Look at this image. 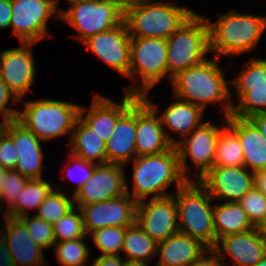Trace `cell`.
<instances>
[{
  "label": "cell",
  "instance_id": "1",
  "mask_svg": "<svg viewBox=\"0 0 266 266\" xmlns=\"http://www.w3.org/2000/svg\"><path fill=\"white\" fill-rule=\"evenodd\" d=\"M218 61V57L213 60L207 58L204 62L177 73L171 79L173 97L196 105L204 111L207 104L223 101L222 111L224 118H227L234 104L230 100V80H225L224 71Z\"/></svg>",
  "mask_w": 266,
  "mask_h": 266
},
{
  "label": "cell",
  "instance_id": "2",
  "mask_svg": "<svg viewBox=\"0 0 266 266\" xmlns=\"http://www.w3.org/2000/svg\"><path fill=\"white\" fill-rule=\"evenodd\" d=\"M132 181L133 191H130L126 180V193L139 202L149 195L152 199L172 196L173 193L165 192L169 185L175 184L178 190L188 180L181 172L177 149L172 146L157 155L136 156L133 159Z\"/></svg>",
  "mask_w": 266,
  "mask_h": 266
},
{
  "label": "cell",
  "instance_id": "3",
  "mask_svg": "<svg viewBox=\"0 0 266 266\" xmlns=\"http://www.w3.org/2000/svg\"><path fill=\"white\" fill-rule=\"evenodd\" d=\"M209 28V48L215 57L241 55L257 47L266 29V16L230 11L216 22L205 17Z\"/></svg>",
  "mask_w": 266,
  "mask_h": 266
},
{
  "label": "cell",
  "instance_id": "4",
  "mask_svg": "<svg viewBox=\"0 0 266 266\" xmlns=\"http://www.w3.org/2000/svg\"><path fill=\"white\" fill-rule=\"evenodd\" d=\"M189 8L153 0H132L123 21L131 38H169L192 14Z\"/></svg>",
  "mask_w": 266,
  "mask_h": 266
},
{
  "label": "cell",
  "instance_id": "5",
  "mask_svg": "<svg viewBox=\"0 0 266 266\" xmlns=\"http://www.w3.org/2000/svg\"><path fill=\"white\" fill-rule=\"evenodd\" d=\"M193 181H187L172 194L177 206L179 232L201 241L211 249L216 245L211 205L213 198L198 181Z\"/></svg>",
  "mask_w": 266,
  "mask_h": 266
},
{
  "label": "cell",
  "instance_id": "6",
  "mask_svg": "<svg viewBox=\"0 0 266 266\" xmlns=\"http://www.w3.org/2000/svg\"><path fill=\"white\" fill-rule=\"evenodd\" d=\"M80 105L54 99L25 101L24 110L18 112L17 121L41 141H49L72 134L79 118Z\"/></svg>",
  "mask_w": 266,
  "mask_h": 266
},
{
  "label": "cell",
  "instance_id": "7",
  "mask_svg": "<svg viewBox=\"0 0 266 266\" xmlns=\"http://www.w3.org/2000/svg\"><path fill=\"white\" fill-rule=\"evenodd\" d=\"M167 42V71L170 81L180 71L204 62L209 48V28L205 17L194 12Z\"/></svg>",
  "mask_w": 266,
  "mask_h": 266
},
{
  "label": "cell",
  "instance_id": "8",
  "mask_svg": "<svg viewBox=\"0 0 266 266\" xmlns=\"http://www.w3.org/2000/svg\"><path fill=\"white\" fill-rule=\"evenodd\" d=\"M139 74L141 83L125 88V93L139 97L147 95L160 82L167 71V42L163 38L144 37L130 40L129 78L136 80Z\"/></svg>",
  "mask_w": 266,
  "mask_h": 266
},
{
  "label": "cell",
  "instance_id": "9",
  "mask_svg": "<svg viewBox=\"0 0 266 266\" xmlns=\"http://www.w3.org/2000/svg\"><path fill=\"white\" fill-rule=\"evenodd\" d=\"M69 6L68 10L60 12V19L77 30L79 34L75 37L82 43L123 22L124 10L110 1L82 0Z\"/></svg>",
  "mask_w": 266,
  "mask_h": 266
},
{
  "label": "cell",
  "instance_id": "10",
  "mask_svg": "<svg viewBox=\"0 0 266 266\" xmlns=\"http://www.w3.org/2000/svg\"><path fill=\"white\" fill-rule=\"evenodd\" d=\"M223 119L225 121L222 126L213 124L210 120L204 121L200 127L182 140H178L175 145L181 172L188 181L192 179L189 173L193 166L197 169L193 175L196 181L200 180L213 167L219 134L227 126L226 118ZM188 157L192 164L188 165Z\"/></svg>",
  "mask_w": 266,
  "mask_h": 266
},
{
  "label": "cell",
  "instance_id": "11",
  "mask_svg": "<svg viewBox=\"0 0 266 266\" xmlns=\"http://www.w3.org/2000/svg\"><path fill=\"white\" fill-rule=\"evenodd\" d=\"M59 0H11L10 27L20 43H38L53 37L48 32L52 15L60 20Z\"/></svg>",
  "mask_w": 266,
  "mask_h": 266
},
{
  "label": "cell",
  "instance_id": "12",
  "mask_svg": "<svg viewBox=\"0 0 266 266\" xmlns=\"http://www.w3.org/2000/svg\"><path fill=\"white\" fill-rule=\"evenodd\" d=\"M137 201L130 195L83 205L81 210L86 235L104 227H129L136 223Z\"/></svg>",
  "mask_w": 266,
  "mask_h": 266
},
{
  "label": "cell",
  "instance_id": "13",
  "mask_svg": "<svg viewBox=\"0 0 266 266\" xmlns=\"http://www.w3.org/2000/svg\"><path fill=\"white\" fill-rule=\"evenodd\" d=\"M125 165L97 164L92 177L73 195L74 206L103 202L126 194Z\"/></svg>",
  "mask_w": 266,
  "mask_h": 266
},
{
  "label": "cell",
  "instance_id": "14",
  "mask_svg": "<svg viewBox=\"0 0 266 266\" xmlns=\"http://www.w3.org/2000/svg\"><path fill=\"white\" fill-rule=\"evenodd\" d=\"M159 112L148 95L136 100V156L157 155L173 146L165 135Z\"/></svg>",
  "mask_w": 266,
  "mask_h": 266
},
{
  "label": "cell",
  "instance_id": "15",
  "mask_svg": "<svg viewBox=\"0 0 266 266\" xmlns=\"http://www.w3.org/2000/svg\"><path fill=\"white\" fill-rule=\"evenodd\" d=\"M33 45L21 43V47L0 50V79L19 101L36 79V65L31 51Z\"/></svg>",
  "mask_w": 266,
  "mask_h": 266
},
{
  "label": "cell",
  "instance_id": "16",
  "mask_svg": "<svg viewBox=\"0 0 266 266\" xmlns=\"http://www.w3.org/2000/svg\"><path fill=\"white\" fill-rule=\"evenodd\" d=\"M136 223L159 243L179 232L177 206L173 196L150 198L137 203Z\"/></svg>",
  "mask_w": 266,
  "mask_h": 266
},
{
  "label": "cell",
  "instance_id": "17",
  "mask_svg": "<svg viewBox=\"0 0 266 266\" xmlns=\"http://www.w3.org/2000/svg\"><path fill=\"white\" fill-rule=\"evenodd\" d=\"M198 182L213 200L238 202L254 187V173L244 166H213Z\"/></svg>",
  "mask_w": 266,
  "mask_h": 266
},
{
  "label": "cell",
  "instance_id": "18",
  "mask_svg": "<svg viewBox=\"0 0 266 266\" xmlns=\"http://www.w3.org/2000/svg\"><path fill=\"white\" fill-rule=\"evenodd\" d=\"M130 40L123 21L111 30L89 37L83 44L120 75L129 78Z\"/></svg>",
  "mask_w": 266,
  "mask_h": 266
},
{
  "label": "cell",
  "instance_id": "19",
  "mask_svg": "<svg viewBox=\"0 0 266 266\" xmlns=\"http://www.w3.org/2000/svg\"><path fill=\"white\" fill-rule=\"evenodd\" d=\"M138 98L139 96L125 93L122 101L116 103L110 98L98 94L94 96L88 112L86 107H79V119L106 143L114 132L118 118ZM85 112H87L86 115Z\"/></svg>",
  "mask_w": 266,
  "mask_h": 266
},
{
  "label": "cell",
  "instance_id": "20",
  "mask_svg": "<svg viewBox=\"0 0 266 266\" xmlns=\"http://www.w3.org/2000/svg\"><path fill=\"white\" fill-rule=\"evenodd\" d=\"M3 217L0 231L14 266H47L43 249L32 240L25 223L20 218Z\"/></svg>",
  "mask_w": 266,
  "mask_h": 266
},
{
  "label": "cell",
  "instance_id": "21",
  "mask_svg": "<svg viewBox=\"0 0 266 266\" xmlns=\"http://www.w3.org/2000/svg\"><path fill=\"white\" fill-rule=\"evenodd\" d=\"M7 133L16 145L17 162L14 170L29 179H41L44 152L42 141L17 120L8 122Z\"/></svg>",
  "mask_w": 266,
  "mask_h": 266
},
{
  "label": "cell",
  "instance_id": "22",
  "mask_svg": "<svg viewBox=\"0 0 266 266\" xmlns=\"http://www.w3.org/2000/svg\"><path fill=\"white\" fill-rule=\"evenodd\" d=\"M213 249L223 262L225 255L230 257L233 266H255L266 256V244L259 237L256 228L224 236Z\"/></svg>",
  "mask_w": 266,
  "mask_h": 266
},
{
  "label": "cell",
  "instance_id": "23",
  "mask_svg": "<svg viewBox=\"0 0 266 266\" xmlns=\"http://www.w3.org/2000/svg\"><path fill=\"white\" fill-rule=\"evenodd\" d=\"M136 101L118 118L105 143L107 163L127 165L136 157Z\"/></svg>",
  "mask_w": 266,
  "mask_h": 266
},
{
  "label": "cell",
  "instance_id": "24",
  "mask_svg": "<svg viewBox=\"0 0 266 266\" xmlns=\"http://www.w3.org/2000/svg\"><path fill=\"white\" fill-rule=\"evenodd\" d=\"M226 125L238 136L244 158V167L251 172L266 170V138L250 119L229 115Z\"/></svg>",
  "mask_w": 266,
  "mask_h": 266
},
{
  "label": "cell",
  "instance_id": "25",
  "mask_svg": "<svg viewBox=\"0 0 266 266\" xmlns=\"http://www.w3.org/2000/svg\"><path fill=\"white\" fill-rule=\"evenodd\" d=\"M209 248L201 241L183 233H176L157 243L156 266H189Z\"/></svg>",
  "mask_w": 266,
  "mask_h": 266
},
{
  "label": "cell",
  "instance_id": "26",
  "mask_svg": "<svg viewBox=\"0 0 266 266\" xmlns=\"http://www.w3.org/2000/svg\"><path fill=\"white\" fill-rule=\"evenodd\" d=\"M176 100L170 104L159 116L162 127L169 142L175 146L178 143L176 138L169 135V131L178 134L181 140L187 137L192 131L203 123L204 110L189 102L174 97Z\"/></svg>",
  "mask_w": 266,
  "mask_h": 266
},
{
  "label": "cell",
  "instance_id": "27",
  "mask_svg": "<svg viewBox=\"0 0 266 266\" xmlns=\"http://www.w3.org/2000/svg\"><path fill=\"white\" fill-rule=\"evenodd\" d=\"M69 144L71 154L96 164L107 163L105 142L79 118L74 124Z\"/></svg>",
  "mask_w": 266,
  "mask_h": 266
},
{
  "label": "cell",
  "instance_id": "28",
  "mask_svg": "<svg viewBox=\"0 0 266 266\" xmlns=\"http://www.w3.org/2000/svg\"><path fill=\"white\" fill-rule=\"evenodd\" d=\"M213 220L216 243L224 236L243 233L255 228L247 213L236 201L215 205L213 207Z\"/></svg>",
  "mask_w": 266,
  "mask_h": 266
},
{
  "label": "cell",
  "instance_id": "29",
  "mask_svg": "<svg viewBox=\"0 0 266 266\" xmlns=\"http://www.w3.org/2000/svg\"><path fill=\"white\" fill-rule=\"evenodd\" d=\"M52 190L53 186L48 180L29 179L18 195L16 203L3 216L21 218L29 215L28 210L35 209L37 211Z\"/></svg>",
  "mask_w": 266,
  "mask_h": 266
},
{
  "label": "cell",
  "instance_id": "30",
  "mask_svg": "<svg viewBox=\"0 0 266 266\" xmlns=\"http://www.w3.org/2000/svg\"><path fill=\"white\" fill-rule=\"evenodd\" d=\"M156 250L157 242L151 239L137 223L126 227L122 245V251L126 253L124 259L147 263L156 256Z\"/></svg>",
  "mask_w": 266,
  "mask_h": 266
},
{
  "label": "cell",
  "instance_id": "31",
  "mask_svg": "<svg viewBox=\"0 0 266 266\" xmlns=\"http://www.w3.org/2000/svg\"><path fill=\"white\" fill-rule=\"evenodd\" d=\"M234 87L238 102L233 105L231 116L250 119L253 115L266 113V85Z\"/></svg>",
  "mask_w": 266,
  "mask_h": 266
},
{
  "label": "cell",
  "instance_id": "32",
  "mask_svg": "<svg viewBox=\"0 0 266 266\" xmlns=\"http://www.w3.org/2000/svg\"><path fill=\"white\" fill-rule=\"evenodd\" d=\"M213 166H244L240 140L228 126L219 134Z\"/></svg>",
  "mask_w": 266,
  "mask_h": 266
},
{
  "label": "cell",
  "instance_id": "33",
  "mask_svg": "<svg viewBox=\"0 0 266 266\" xmlns=\"http://www.w3.org/2000/svg\"><path fill=\"white\" fill-rule=\"evenodd\" d=\"M53 189L43 203L39 206L37 215L47 223L54 224L74 207L73 195Z\"/></svg>",
  "mask_w": 266,
  "mask_h": 266
},
{
  "label": "cell",
  "instance_id": "34",
  "mask_svg": "<svg viewBox=\"0 0 266 266\" xmlns=\"http://www.w3.org/2000/svg\"><path fill=\"white\" fill-rule=\"evenodd\" d=\"M83 238L55 242L56 258L61 266H86L89 249Z\"/></svg>",
  "mask_w": 266,
  "mask_h": 266
},
{
  "label": "cell",
  "instance_id": "35",
  "mask_svg": "<svg viewBox=\"0 0 266 266\" xmlns=\"http://www.w3.org/2000/svg\"><path fill=\"white\" fill-rule=\"evenodd\" d=\"M55 242L74 240L86 237L83 217L79 207H73L53 224Z\"/></svg>",
  "mask_w": 266,
  "mask_h": 266
},
{
  "label": "cell",
  "instance_id": "36",
  "mask_svg": "<svg viewBox=\"0 0 266 266\" xmlns=\"http://www.w3.org/2000/svg\"><path fill=\"white\" fill-rule=\"evenodd\" d=\"M126 227H104L90 233L92 240L101 251V256H120Z\"/></svg>",
  "mask_w": 266,
  "mask_h": 266
},
{
  "label": "cell",
  "instance_id": "37",
  "mask_svg": "<svg viewBox=\"0 0 266 266\" xmlns=\"http://www.w3.org/2000/svg\"><path fill=\"white\" fill-rule=\"evenodd\" d=\"M29 178L22 176L14 169L7 170L5 177L0 182V211L6 210L7 212L17 201L18 195L25 187ZM4 199L5 202H1ZM2 203V205H1ZM5 204V206H4Z\"/></svg>",
  "mask_w": 266,
  "mask_h": 266
},
{
  "label": "cell",
  "instance_id": "38",
  "mask_svg": "<svg viewBox=\"0 0 266 266\" xmlns=\"http://www.w3.org/2000/svg\"><path fill=\"white\" fill-rule=\"evenodd\" d=\"M27 226L32 240L43 250L51 248L55 244L53 224L47 223L37 215H25L20 218Z\"/></svg>",
  "mask_w": 266,
  "mask_h": 266
},
{
  "label": "cell",
  "instance_id": "39",
  "mask_svg": "<svg viewBox=\"0 0 266 266\" xmlns=\"http://www.w3.org/2000/svg\"><path fill=\"white\" fill-rule=\"evenodd\" d=\"M230 84L235 86L266 85V59L252 58Z\"/></svg>",
  "mask_w": 266,
  "mask_h": 266
},
{
  "label": "cell",
  "instance_id": "40",
  "mask_svg": "<svg viewBox=\"0 0 266 266\" xmlns=\"http://www.w3.org/2000/svg\"><path fill=\"white\" fill-rule=\"evenodd\" d=\"M238 203L247 213L254 227L266 219V196L255 186L250 189Z\"/></svg>",
  "mask_w": 266,
  "mask_h": 266
},
{
  "label": "cell",
  "instance_id": "41",
  "mask_svg": "<svg viewBox=\"0 0 266 266\" xmlns=\"http://www.w3.org/2000/svg\"><path fill=\"white\" fill-rule=\"evenodd\" d=\"M69 164L70 166H66V168H64V170L62 171L63 174L65 173L67 176H63L61 177L62 179L65 178H70L72 179L74 182L76 181L77 183V188L74 190L73 195L78 192V190L92 177L93 173H94V169L96 167V163L90 162V161H86L83 160L82 158H79L71 153H69ZM74 171V172H73ZM77 173H76V172ZM74 173H76L74 175Z\"/></svg>",
  "mask_w": 266,
  "mask_h": 266
},
{
  "label": "cell",
  "instance_id": "42",
  "mask_svg": "<svg viewBox=\"0 0 266 266\" xmlns=\"http://www.w3.org/2000/svg\"><path fill=\"white\" fill-rule=\"evenodd\" d=\"M10 98L12 99V105L19 102L16 96L10 91L8 86L0 79V114L5 122L16 121L18 118L19 110L7 107Z\"/></svg>",
  "mask_w": 266,
  "mask_h": 266
},
{
  "label": "cell",
  "instance_id": "43",
  "mask_svg": "<svg viewBox=\"0 0 266 266\" xmlns=\"http://www.w3.org/2000/svg\"><path fill=\"white\" fill-rule=\"evenodd\" d=\"M17 159L16 145L6 132L0 141V165L7 170L14 169Z\"/></svg>",
  "mask_w": 266,
  "mask_h": 266
},
{
  "label": "cell",
  "instance_id": "44",
  "mask_svg": "<svg viewBox=\"0 0 266 266\" xmlns=\"http://www.w3.org/2000/svg\"><path fill=\"white\" fill-rule=\"evenodd\" d=\"M208 254V255H207ZM211 254V255H210ZM213 248H209L189 266H227Z\"/></svg>",
  "mask_w": 266,
  "mask_h": 266
},
{
  "label": "cell",
  "instance_id": "45",
  "mask_svg": "<svg viewBox=\"0 0 266 266\" xmlns=\"http://www.w3.org/2000/svg\"><path fill=\"white\" fill-rule=\"evenodd\" d=\"M11 0H0V28L10 27Z\"/></svg>",
  "mask_w": 266,
  "mask_h": 266
},
{
  "label": "cell",
  "instance_id": "46",
  "mask_svg": "<svg viewBox=\"0 0 266 266\" xmlns=\"http://www.w3.org/2000/svg\"><path fill=\"white\" fill-rule=\"evenodd\" d=\"M125 259L120 256H101L99 255L94 259L93 264L91 266H123V262Z\"/></svg>",
  "mask_w": 266,
  "mask_h": 266
},
{
  "label": "cell",
  "instance_id": "47",
  "mask_svg": "<svg viewBox=\"0 0 266 266\" xmlns=\"http://www.w3.org/2000/svg\"><path fill=\"white\" fill-rule=\"evenodd\" d=\"M0 266H14L2 233H0Z\"/></svg>",
  "mask_w": 266,
  "mask_h": 266
},
{
  "label": "cell",
  "instance_id": "48",
  "mask_svg": "<svg viewBox=\"0 0 266 266\" xmlns=\"http://www.w3.org/2000/svg\"><path fill=\"white\" fill-rule=\"evenodd\" d=\"M254 186L266 196V170L254 172Z\"/></svg>",
  "mask_w": 266,
  "mask_h": 266
},
{
  "label": "cell",
  "instance_id": "49",
  "mask_svg": "<svg viewBox=\"0 0 266 266\" xmlns=\"http://www.w3.org/2000/svg\"><path fill=\"white\" fill-rule=\"evenodd\" d=\"M250 120L257 126L262 135L266 138V113L253 115Z\"/></svg>",
  "mask_w": 266,
  "mask_h": 266
},
{
  "label": "cell",
  "instance_id": "50",
  "mask_svg": "<svg viewBox=\"0 0 266 266\" xmlns=\"http://www.w3.org/2000/svg\"><path fill=\"white\" fill-rule=\"evenodd\" d=\"M259 237L266 244V219L255 227Z\"/></svg>",
  "mask_w": 266,
  "mask_h": 266
},
{
  "label": "cell",
  "instance_id": "51",
  "mask_svg": "<svg viewBox=\"0 0 266 266\" xmlns=\"http://www.w3.org/2000/svg\"><path fill=\"white\" fill-rule=\"evenodd\" d=\"M123 266H149L147 263L132 261V260H124Z\"/></svg>",
  "mask_w": 266,
  "mask_h": 266
},
{
  "label": "cell",
  "instance_id": "52",
  "mask_svg": "<svg viewBox=\"0 0 266 266\" xmlns=\"http://www.w3.org/2000/svg\"><path fill=\"white\" fill-rule=\"evenodd\" d=\"M103 1H110L117 5H119L123 10L126 8V6L132 1V0H103Z\"/></svg>",
  "mask_w": 266,
  "mask_h": 266
},
{
  "label": "cell",
  "instance_id": "53",
  "mask_svg": "<svg viewBox=\"0 0 266 266\" xmlns=\"http://www.w3.org/2000/svg\"><path fill=\"white\" fill-rule=\"evenodd\" d=\"M8 129V122L0 121V141Z\"/></svg>",
  "mask_w": 266,
  "mask_h": 266
},
{
  "label": "cell",
  "instance_id": "54",
  "mask_svg": "<svg viewBox=\"0 0 266 266\" xmlns=\"http://www.w3.org/2000/svg\"><path fill=\"white\" fill-rule=\"evenodd\" d=\"M7 169L3 168L1 165H0V182L1 180L5 177V173H6Z\"/></svg>",
  "mask_w": 266,
  "mask_h": 266
},
{
  "label": "cell",
  "instance_id": "55",
  "mask_svg": "<svg viewBox=\"0 0 266 266\" xmlns=\"http://www.w3.org/2000/svg\"><path fill=\"white\" fill-rule=\"evenodd\" d=\"M255 266H266V256L258 262Z\"/></svg>",
  "mask_w": 266,
  "mask_h": 266
},
{
  "label": "cell",
  "instance_id": "56",
  "mask_svg": "<svg viewBox=\"0 0 266 266\" xmlns=\"http://www.w3.org/2000/svg\"><path fill=\"white\" fill-rule=\"evenodd\" d=\"M82 0H67L68 4H72V3H76V2H80Z\"/></svg>",
  "mask_w": 266,
  "mask_h": 266
}]
</instances>
